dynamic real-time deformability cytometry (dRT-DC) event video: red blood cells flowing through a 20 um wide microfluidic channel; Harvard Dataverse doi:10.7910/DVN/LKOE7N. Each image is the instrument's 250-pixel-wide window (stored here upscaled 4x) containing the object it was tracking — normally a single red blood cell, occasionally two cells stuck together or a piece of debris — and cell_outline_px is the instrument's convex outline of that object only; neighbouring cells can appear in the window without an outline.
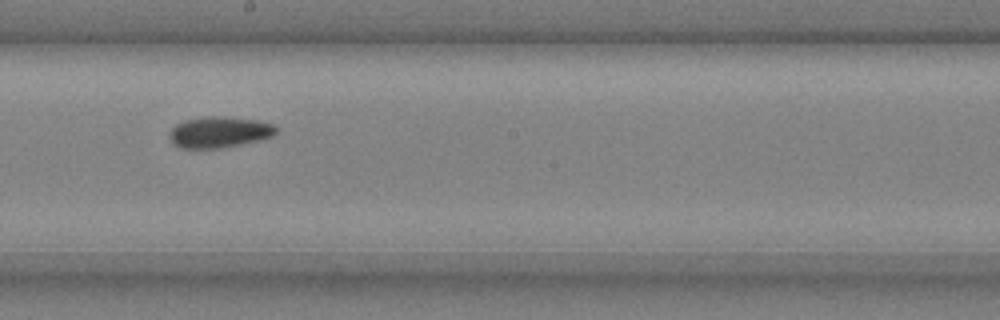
{"species": "common noctule bat (a hibernating species)", "species_latin": "Nyctalus noctula", "temperature_condition": "cold", "stored_images_in_passage": 9, "camera_frame_rate_fps": 3000, "um_per_image_px": 0.085, "animal": {"sex": "male", "body_mass_g": 20.4}, "frame": {"image": 1, "passage_image": 8, "time_ms": 2.333, "image_size_px": [1000, 320], "cell_outline_px": [[276, 136], [260, 140], [220, 148], [180, 148], [172, 144], [168, 136], [172, 128], [176, 124], [184, 120], [208, 116], [220, 116], [256, 120], [272, 124], [276, 128]], "centroid_in_image_um": [18.62, 11.24], "position_along_channel_um": 229.6, "area_um2": 19.36}}
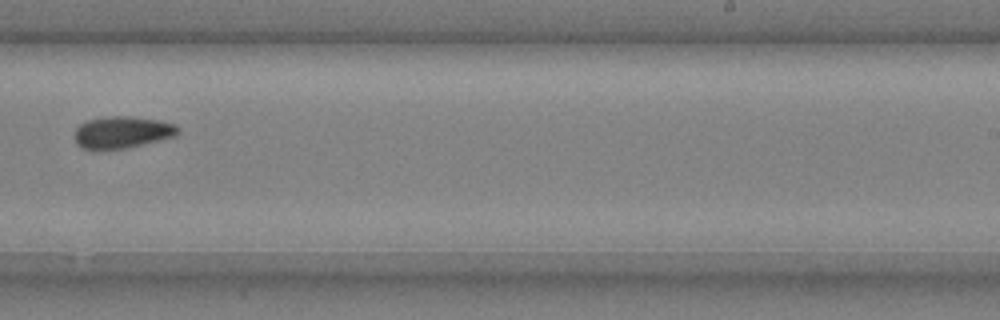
{"frame": {"image": 2, "passage_image": 9, "time_ms": 2.667, "image_size_px": [1000, 320], "cell_outline_px": [[180, 132], [176, 136], [124, 148], [80, 148], [76, 144], [76, 128], [80, 124], [88, 120], [108, 116], [132, 116], [160, 120], [176, 124], [180, 128]], "centroid_in_image_um": [10.44, 11.21], "position_along_channel_um": 278.6, "area_um2": 19.02}}